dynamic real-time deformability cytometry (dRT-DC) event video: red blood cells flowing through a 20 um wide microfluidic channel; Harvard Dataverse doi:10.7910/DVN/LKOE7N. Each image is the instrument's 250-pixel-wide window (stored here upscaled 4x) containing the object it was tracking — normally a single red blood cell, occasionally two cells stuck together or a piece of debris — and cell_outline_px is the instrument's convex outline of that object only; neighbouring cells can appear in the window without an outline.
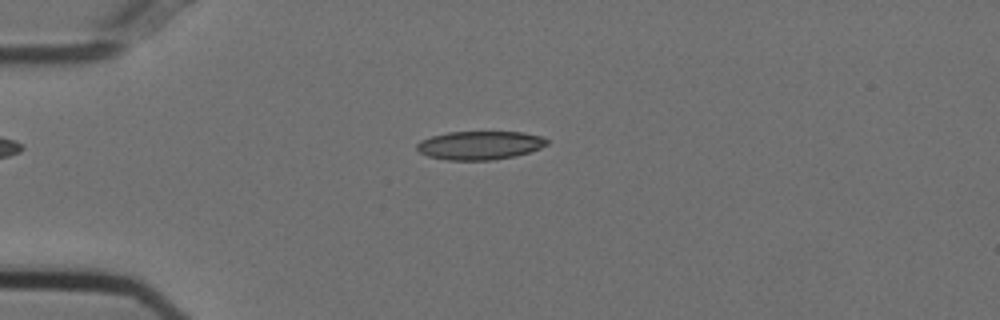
{"species": "Egyptian fruit bat (a non-hibernating species)", "species_latin": "Rousettus aegyptiacus", "temperature_condition": "cold", "stored_images_in_passage": 41, "camera_frame_rate_fps": 3000, "um_per_image_px": 0.085, "animal": {"sex": "female"}, "frame": {"image": 1, "passage_image": 1, "time_ms": 0.0, "image_size_px": [1000, 320], "cell_outline_px": [[548, 144], [540, 148], [528, 152], [512, 156], [492, 160], [448, 160], [428, 156], [420, 152], [416, 148], [416, 144], [420, 140], [432, 136], [448, 132], [524, 132], [540, 136], [548, 140]], "centroid_in_image_um": [40.76, 12.34], "position_along_channel_um": 44.2, "area_um2": 21.5}}
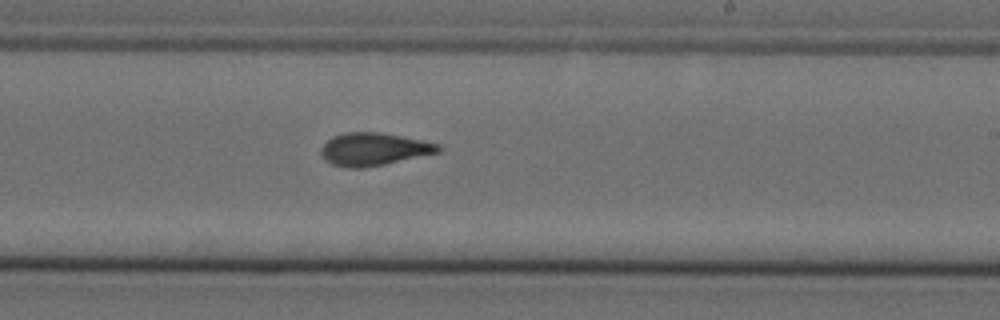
{"frame": {"image": 2, "passage_image": 20, "time_ms": 6.333, "image_size_px": [1000, 320], "cell_outline_px": [[444, 148], [440, 152], [384, 164], [364, 168], [344, 168], [332, 164], [324, 160], [320, 152], [320, 148], [332, 136], [344, 132], [380, 132], [440, 144]], "centroid_in_image_um": [31.74, 12.68], "position_along_channel_um": 257.3, "area_um2": 22.48}}
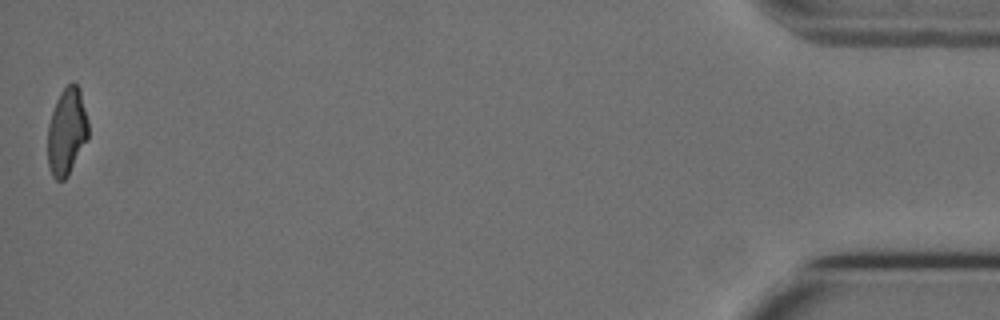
{"frame": {"image": 3, "passage_image": 41, "time_ms": 13.333, "image_size_px": [1000, 320], "cell_outline_px": [[88, 140], [68, 176], [64, 180], [56, 180], [52, 176], [48, 164], [48, 124], [56, 100], [60, 92], [72, 80], [80, 88], [88, 120]], "centroid_in_image_um": [5.69, 11.18], "position_along_channel_um": 429.5, "area_um2": 20.87}, "authors_computed_cell_mechanics": {"area_um2": 22.1374, "velocity_mm_per_s": 3.7421, "shape_relaxation_time_tau1_ms": 6.1923, "shape_relaxation_time_tau2_ms": 2.0396, "deformation_change_tau1": 0.1734, "deformation_change_tau2": 0.0812}}